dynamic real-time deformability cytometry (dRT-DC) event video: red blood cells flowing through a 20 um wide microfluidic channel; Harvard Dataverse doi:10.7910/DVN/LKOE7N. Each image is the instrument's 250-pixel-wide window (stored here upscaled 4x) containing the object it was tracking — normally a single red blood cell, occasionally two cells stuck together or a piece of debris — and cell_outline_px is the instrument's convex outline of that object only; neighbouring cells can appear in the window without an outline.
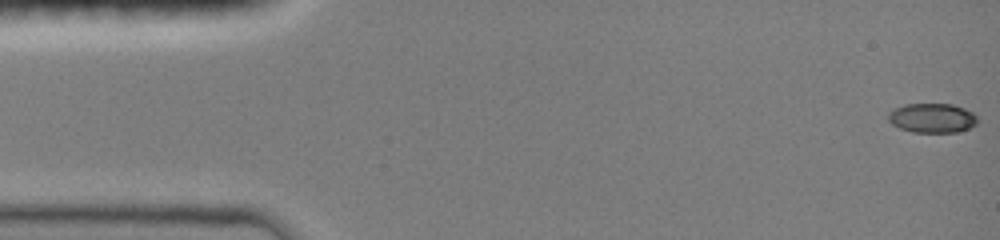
{"species": "common noctule bat (a hibernating species)", "species_latin": "Nyctalus noctula", "temperature_condition": "room temperature", "stored_images_in_passage": 22, "camera_frame_rate_fps": 3000, "um_per_image_px": 0.085, "animal": {"sex": "female", "body_mass_g": 19.0, "forearm_length_mm": 51.5}, "frame": {"image": 1, "passage_image": 1, "time_ms": 0.0, "image_size_px": [1000, 240], "cell_outline_px": [[976, 124], [968, 128], [956, 132], [912, 132], [900, 128], [892, 124], [888, 120], [888, 112], [904, 104], [952, 104], [964, 108], [972, 112], [976, 116]], "centroid_in_image_um": [79.21, 10.03], "position_along_channel_um": 5.8, "area_um2": 15.2}}
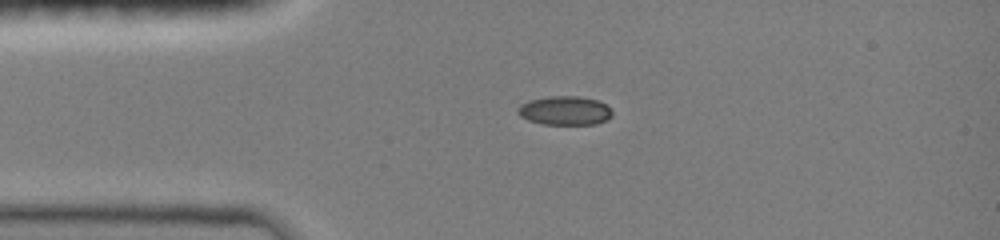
{"frame": {"image": 2, "passage_image": 15, "time_ms": 3.333, "image_size_px": [1000, 240], "cell_outline_px": [[612, 116], [596, 124], [544, 124], [528, 120], [520, 116], [516, 112], [516, 108], [520, 104], [528, 100], [548, 96], [576, 96], [596, 100], [604, 104], [612, 112]], "centroid_in_image_um": [47.94, 9.39], "position_along_channel_um": 37.1, "area_um2": 15.84}}
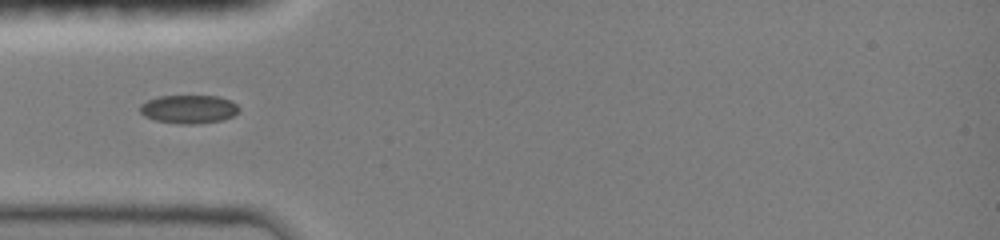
{"frame": {"image": 3, "passage_image": 21, "time_ms": 4.667, "image_size_px": [1000, 240], "cell_outline_px": [[240, 112], [224, 120], [196, 124], [180, 124], [156, 120], [144, 116], [140, 112], [140, 104], [148, 100], [160, 96], [220, 96], [232, 100], [240, 108]], "centroid_in_image_um": [16.09, 9.28], "position_along_channel_um": 68.9, "area_um2": 16.59}}